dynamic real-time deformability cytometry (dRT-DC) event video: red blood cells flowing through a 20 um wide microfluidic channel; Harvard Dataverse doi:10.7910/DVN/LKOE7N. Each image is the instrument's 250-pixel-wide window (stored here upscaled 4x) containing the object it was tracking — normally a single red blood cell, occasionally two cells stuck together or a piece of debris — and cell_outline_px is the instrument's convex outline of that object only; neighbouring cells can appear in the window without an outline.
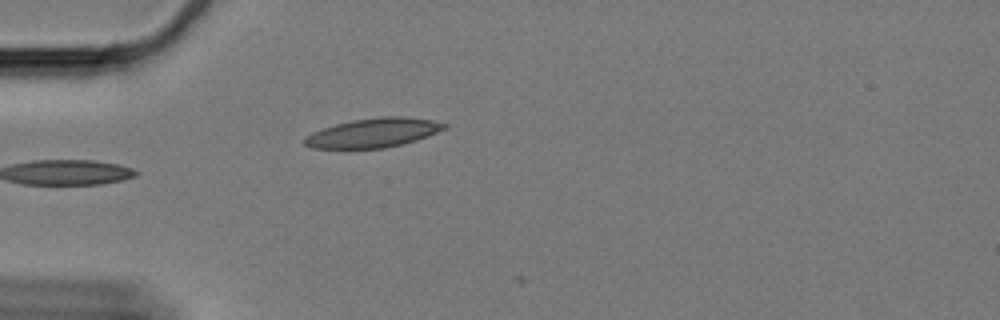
{"species": "Egyptian fruit bat (a non-hibernating species)", "species_latin": "Rousettus aegyptiacus", "temperature_condition": "cold", "stored_images_in_passage": 5, "camera_frame_rate_fps": 3000, "um_per_image_px": 0.085, "animal": {"sex": "female"}, "frame": {"image": 1, "passage_image": 3, "time_ms": 0.667, "image_size_px": [1000, 320], "cell_outline_px": [[448, 128], [428, 136], [416, 140], [384, 148], [312, 148], [304, 144], [304, 136], [312, 132], [336, 124], [352, 120], [380, 116], [404, 116], [432, 120], [448, 124]], "centroid_in_image_um": [31.75, 11.28], "position_along_channel_um": 53.2, "area_um2": 23.76}}